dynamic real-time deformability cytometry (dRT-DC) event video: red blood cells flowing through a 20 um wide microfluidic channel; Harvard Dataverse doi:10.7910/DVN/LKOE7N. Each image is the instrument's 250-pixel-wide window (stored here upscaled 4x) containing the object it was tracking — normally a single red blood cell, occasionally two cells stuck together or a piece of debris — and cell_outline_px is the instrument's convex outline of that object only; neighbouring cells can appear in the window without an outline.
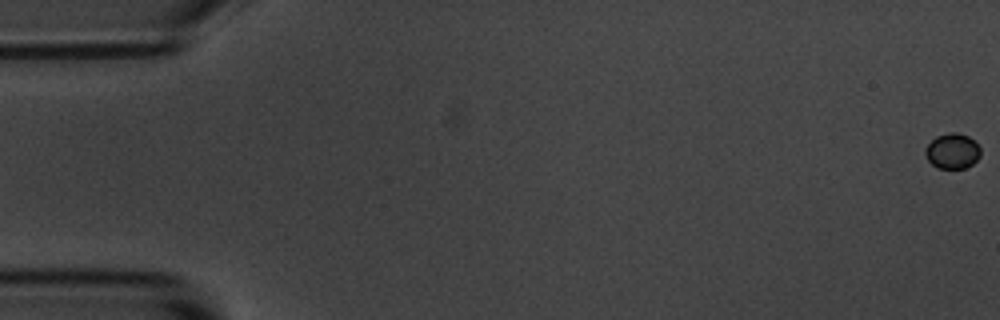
{"species": "common noctule bat (a hibernating species)", "species_latin": "Nyctalus noctula", "temperature_condition": "room temperature", "stored_images_in_passage": 8, "camera_frame_rate_fps": 3000, "um_per_image_px": 0.085, "animal": {"sex": "male", "body_mass_g": 20.1, "forearm_length_mm": 53.5}, "frame": {"image": 1, "passage_image": 1, "time_ms": 0.0, "image_size_px": [1000, 320], "cell_outline_px": [[980, 156], [972, 164], [964, 168], [936, 168], [928, 160], [924, 152], [924, 148], [936, 136], [948, 132], [956, 132], [968, 136], [980, 148]], "centroid_in_image_um": [80.92, 12.84], "position_along_channel_um": 4.1, "area_um2": 11.33}}